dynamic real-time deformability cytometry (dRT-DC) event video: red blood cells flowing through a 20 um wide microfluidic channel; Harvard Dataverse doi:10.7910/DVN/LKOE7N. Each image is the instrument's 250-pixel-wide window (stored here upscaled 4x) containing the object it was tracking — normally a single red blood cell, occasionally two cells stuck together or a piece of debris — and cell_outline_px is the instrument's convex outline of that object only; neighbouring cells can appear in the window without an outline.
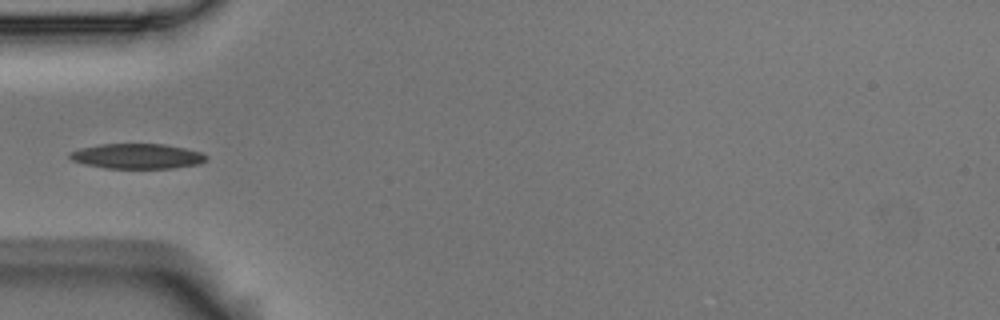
{"species": "Egyptian fruit bat (a non-hibernating species)", "species_latin": "Rousettus aegyptiacus", "temperature_condition": "room temperature", "stored_images_in_passage": 5, "camera_frame_rate_fps": 3000, "um_per_image_px": 0.085, "animal": {"sex": "male"}, "frame": {"image": 1, "passage_image": 5, "time_ms": 1.333, "image_size_px": [1000, 320], "cell_outline_px": [[208, 160], [200, 164], [176, 168], [104, 168], [84, 164], [72, 160], [68, 156], [68, 152], [80, 148], [100, 144], [164, 144], [184, 148], [200, 152], [208, 156]], "centroid_in_image_um": [11.66, 13.28], "position_along_channel_um": 73.3, "area_um2": 20.11}}